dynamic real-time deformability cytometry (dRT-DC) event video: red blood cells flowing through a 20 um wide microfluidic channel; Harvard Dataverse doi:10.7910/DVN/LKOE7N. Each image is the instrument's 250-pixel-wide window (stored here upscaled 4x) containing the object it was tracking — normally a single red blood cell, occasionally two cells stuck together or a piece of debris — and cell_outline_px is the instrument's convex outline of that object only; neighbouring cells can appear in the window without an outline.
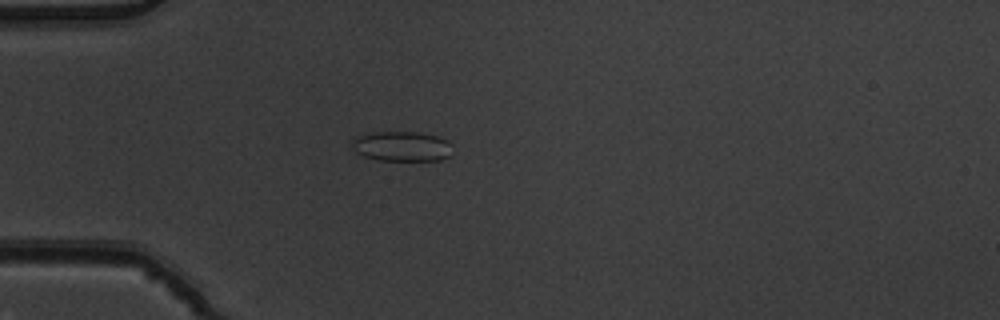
{"species": "common noctule bat (a hibernating species)", "species_latin": "Nyctalus noctula", "temperature_condition": "warm", "stored_images_in_passage": 3, "camera_frame_rate_fps": 3000, "um_per_image_px": 0.085, "animal": {"sex": "male", "body_mass_g": 19.5, "forearm_length_mm": 54.6}, "frame": {"image": 1, "passage_image": 2, "time_ms": 0.333, "image_size_px": [1000, 320], "cell_outline_px": [[452, 144], [448, 156], [440, 160], [380, 160], [364, 156], [356, 152], [348, 144], [348, 140], [356, 136], [376, 132], [416, 132], [440, 136], [448, 140]], "centroid_in_image_um": [34.1, 12.42], "position_along_channel_um": 50.9, "area_um2": 17.74}}